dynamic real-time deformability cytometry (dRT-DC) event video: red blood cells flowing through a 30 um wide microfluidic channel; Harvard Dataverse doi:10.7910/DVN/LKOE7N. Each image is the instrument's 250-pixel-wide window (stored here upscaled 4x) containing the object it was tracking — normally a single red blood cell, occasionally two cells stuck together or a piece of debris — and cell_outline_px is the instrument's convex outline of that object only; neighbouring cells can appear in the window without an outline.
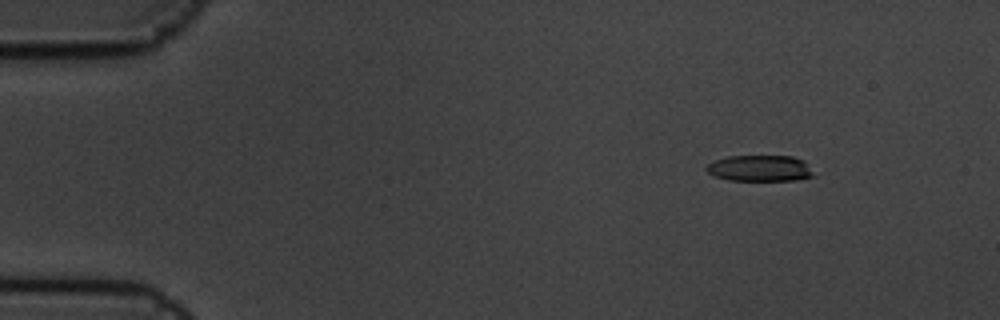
{"species": "common noctule bat (a hibernating species)", "species_latin": "Nyctalus noctula", "temperature_condition": "cold", "stored_images_in_passage": 6, "camera_frame_rate_fps": 3000, "um_per_image_px": 0.085, "animal": {"sex": "male", "body_mass_g": 19.5, "forearm_length_mm": 54.6}, "frame": {"image": 1, "passage_image": 3, "time_ms": 0.667, "image_size_px": [1000, 320], "cell_outline_px": [[816, 176], [796, 180], [728, 180], [716, 176], [708, 172], [704, 168], [708, 164], [716, 160], [728, 156], [792, 156], [804, 160]], "centroid_in_image_um": [64.62, 14.3], "position_along_channel_um": 20.4, "area_um2": 16.3}}